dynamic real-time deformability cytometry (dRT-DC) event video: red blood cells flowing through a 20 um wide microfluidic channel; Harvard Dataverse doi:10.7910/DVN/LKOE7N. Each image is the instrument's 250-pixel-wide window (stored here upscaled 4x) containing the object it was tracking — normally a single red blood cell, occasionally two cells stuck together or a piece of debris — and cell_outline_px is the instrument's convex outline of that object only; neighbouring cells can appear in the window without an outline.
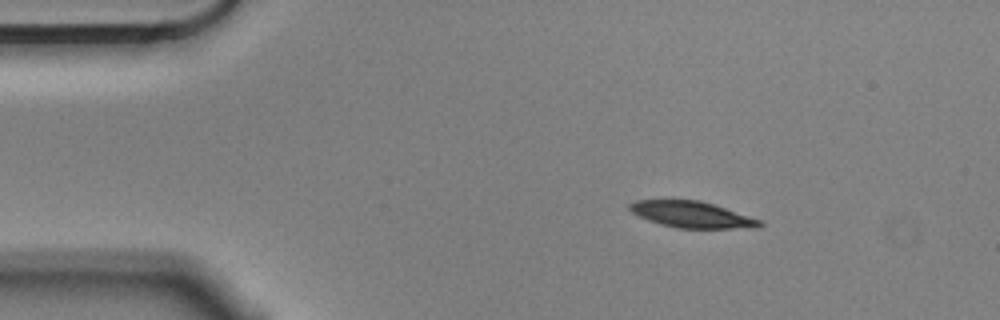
{"species": "Egyptian fruit bat (a non-hibernating species)", "species_latin": "Rousettus aegyptiacus", "temperature_condition": "cold", "stored_images_in_passage": 4, "segment_of_instrument_passage": [1, 2], "camera_frame_rate_fps": 3000, "um_per_image_px": 0.085, "animal": {"sex": "male"}, "frame": {"image": 1, "passage_image": 1, "time_ms": 0.0, "image_size_px": [1000, 320], "cell_outline_px": [[764, 224], [756, 228], [676, 228], [660, 224], [648, 220], [632, 212], [628, 208], [628, 204], [636, 200], [700, 200], [760, 220]], "centroid_in_image_um": [58.77, 18.24], "position_along_channel_um": 26.2, "area_um2": 19.65}}